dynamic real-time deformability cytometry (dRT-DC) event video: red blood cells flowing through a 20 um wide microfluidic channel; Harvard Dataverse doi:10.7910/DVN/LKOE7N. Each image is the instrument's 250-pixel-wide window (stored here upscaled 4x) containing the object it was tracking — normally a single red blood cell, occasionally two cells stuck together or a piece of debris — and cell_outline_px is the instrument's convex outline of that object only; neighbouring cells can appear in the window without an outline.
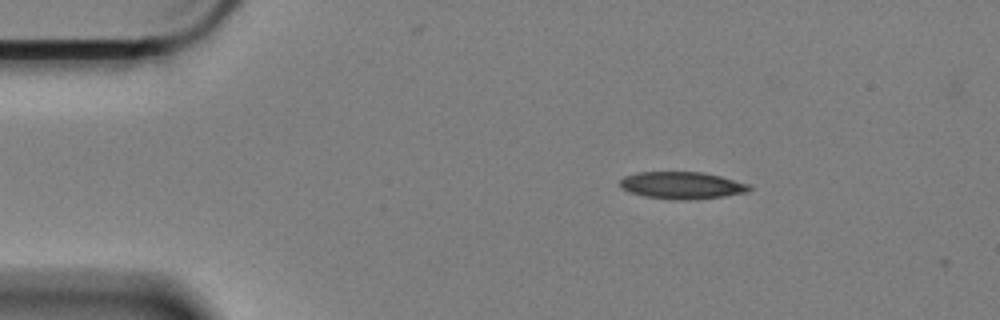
{"species": "Egyptian fruit bat (a non-hibernating species)", "species_latin": "Rousettus aegyptiacus", "temperature_condition": "cold", "stored_images_in_passage": 3, "camera_frame_rate_fps": 3000, "um_per_image_px": 0.085, "animal": {"sex": "female"}, "frame": {"image": 1, "passage_image": 1, "time_ms": 0.0, "image_size_px": [1000, 320], "cell_outline_px": [[752, 188], [744, 192], [724, 196], [696, 200], [672, 200], [644, 196], [628, 192], [620, 188], [620, 180], [624, 176], [636, 172], [704, 172], [752, 184]], "centroid_in_image_um": [57.95, 15.76], "position_along_channel_um": 27.1, "area_um2": 20.75}}